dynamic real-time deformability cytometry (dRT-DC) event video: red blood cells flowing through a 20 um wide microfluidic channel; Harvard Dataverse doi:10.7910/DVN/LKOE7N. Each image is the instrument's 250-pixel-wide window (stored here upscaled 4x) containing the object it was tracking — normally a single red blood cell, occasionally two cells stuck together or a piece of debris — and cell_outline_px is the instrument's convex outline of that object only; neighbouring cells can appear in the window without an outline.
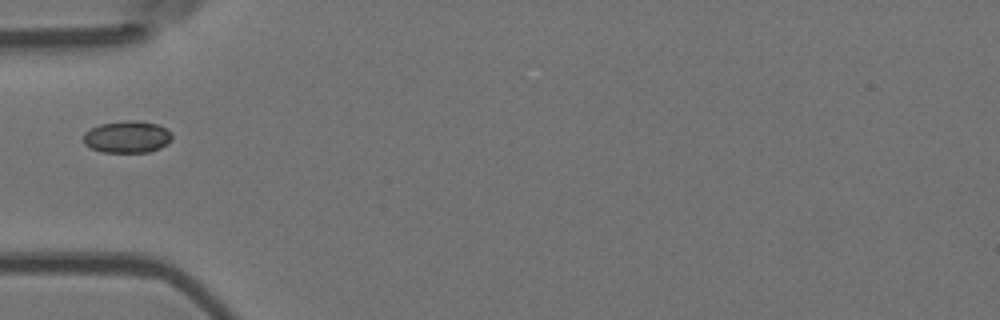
{"species": "Egyptian fruit bat (a non-hibernating species)", "species_latin": "Rousettus aegyptiacus", "temperature_condition": "room temperature", "stored_images_in_passage": 1, "camera_frame_rate_fps": 3000, "um_per_image_px": 0.085, "animal": {"sex": "female"}, "frame": {"image": 1, "passage_image": 1, "time_ms": 0.0, "image_size_px": [1000, 320], "cell_outline_px": [[172, 140], [160, 148], [148, 152], [104, 152], [92, 148], [84, 144], [84, 132], [100, 124], [124, 120], [136, 120], [156, 124], [172, 132]], "centroid_in_image_um": [10.82, 11.63], "position_along_channel_um": 74.2, "area_um2": 16.47}}